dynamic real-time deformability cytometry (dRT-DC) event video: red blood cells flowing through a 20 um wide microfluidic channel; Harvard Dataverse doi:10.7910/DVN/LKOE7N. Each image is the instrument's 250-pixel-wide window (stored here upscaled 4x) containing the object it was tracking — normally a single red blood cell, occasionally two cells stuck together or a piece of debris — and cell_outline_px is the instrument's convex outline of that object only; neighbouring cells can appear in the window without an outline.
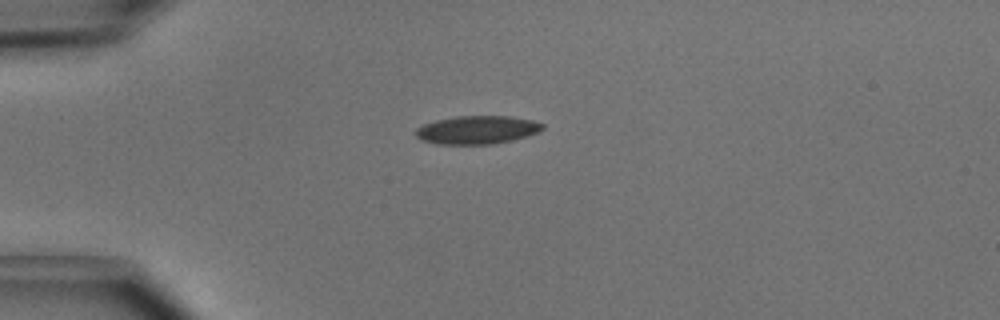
{"species": "common noctule bat (a hibernating species)", "species_latin": "Nyctalus noctula", "temperature_condition": "cold", "stored_images_in_passage": 4, "camera_frame_rate_fps": 3000, "um_per_image_px": 0.085, "animal": {"sex": "male", "body_mass_g": 15.6}, "frame": {"image": 1, "passage_image": 1, "time_ms": 0.0, "image_size_px": [1000, 320], "cell_outline_px": [[544, 128], [536, 132], [512, 140], [492, 144], [436, 144], [420, 140], [416, 136], [416, 128], [424, 124], [436, 120], [456, 116], [512, 116], [532, 120], [544, 124]], "centroid_in_image_um": [40.52, 11.03], "position_along_channel_um": 44.5, "area_um2": 20.81}}
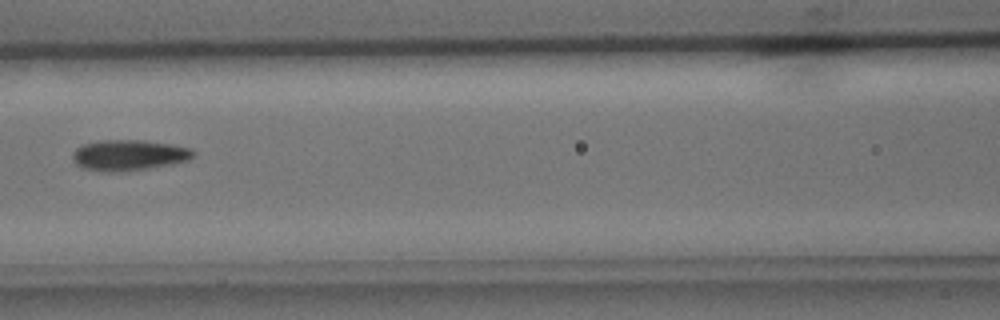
{"frame": {"image": 2, "passage_image": 4, "time_ms": 1.0, "image_size_px": [1000, 320], "cell_outline_px": [[196, 152], [188, 160], [172, 164], [124, 172], [104, 172], [84, 168], [76, 164], [72, 160], [72, 152], [76, 148], [84, 144], [100, 140], [144, 140], [192, 148]], "centroid_in_image_um": [10.93, 13.19], "position_along_channel_um": 155.7, "area_um2": 21.73}}